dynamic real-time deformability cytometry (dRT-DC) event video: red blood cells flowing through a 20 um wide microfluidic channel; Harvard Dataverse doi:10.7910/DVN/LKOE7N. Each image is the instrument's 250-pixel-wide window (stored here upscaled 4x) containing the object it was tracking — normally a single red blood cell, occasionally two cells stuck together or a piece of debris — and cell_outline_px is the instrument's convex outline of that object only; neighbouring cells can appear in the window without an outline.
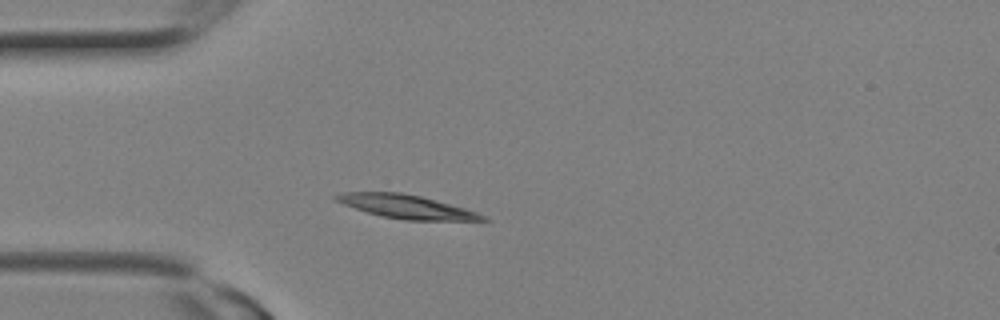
{"species": "Egyptian fruit bat (a non-hibernating species)", "species_latin": "Rousettus aegyptiacus", "temperature_condition": "room temperature", "stored_images_in_passage": 7, "camera_frame_rate_fps": 3000, "um_per_image_px": 0.085, "animal": {"sex": "female"}, "frame": {"image": 1, "passage_image": 5, "time_ms": 1.333, "image_size_px": [1000, 320], "cell_outline_px": [[492, 220], [404, 220], [384, 216], [368, 212], [344, 204], [336, 200], [332, 196], [344, 192], [400, 192], [420, 196], [436, 200], [464, 208], [476, 212]], "centroid_in_image_um": [34.54, 17.56], "position_along_channel_um": 50.5, "area_um2": 19.71}}
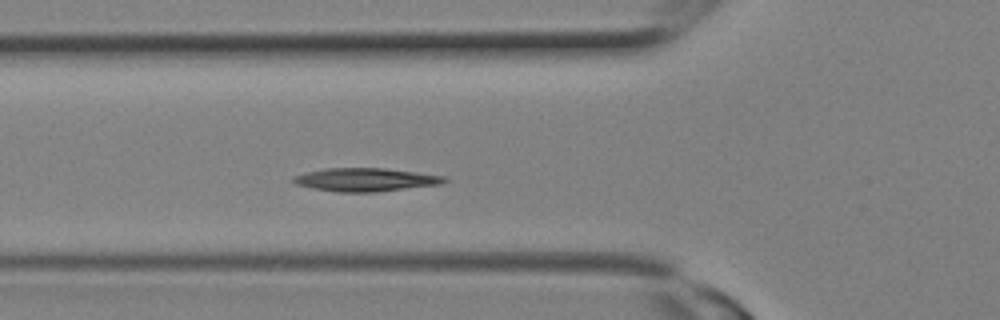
{"frame": {"image": 2, "passage_image": 7, "time_ms": 2.0, "image_size_px": [1000, 320], "cell_outline_px": [[448, 180], [440, 184], [376, 192], [336, 192], [312, 188], [296, 184], [292, 180], [296, 176], [308, 172], [324, 168], [384, 168], [448, 176]], "centroid_in_image_um": [31.11, 15.27], "position_along_channel_um": 94.7, "area_um2": 20.4}}